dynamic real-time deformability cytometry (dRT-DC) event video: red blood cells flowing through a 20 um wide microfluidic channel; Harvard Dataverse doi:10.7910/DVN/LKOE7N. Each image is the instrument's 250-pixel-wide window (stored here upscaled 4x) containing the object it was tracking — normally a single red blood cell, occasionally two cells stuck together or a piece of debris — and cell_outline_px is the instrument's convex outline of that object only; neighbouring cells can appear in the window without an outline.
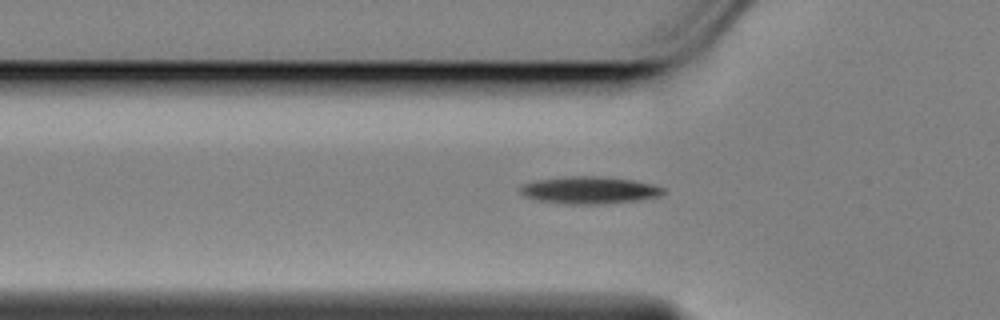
{"species": "Egyptian fruit bat (a non-hibernating species)", "species_latin": "Rousettus aegyptiacus", "temperature_condition": "cold", "stored_images_in_passage": 42, "camera_frame_rate_fps": 3000, "um_per_image_px": 0.085, "animal": {"sex": "female"}, "frame": {"image": 1, "passage_image": 10, "time_ms": 3.0, "image_size_px": [1000, 320], "cell_outline_px": [[664, 192], [660, 196], [636, 200], [600, 204], [568, 204], [536, 200], [524, 196], [520, 192], [520, 188], [524, 184], [536, 180], [568, 176], [596, 176], [632, 180], [652, 184], [664, 188]], "centroid_in_image_um": [50.07, 16.16], "position_along_channel_um": 75.7, "area_um2": 22.48}}
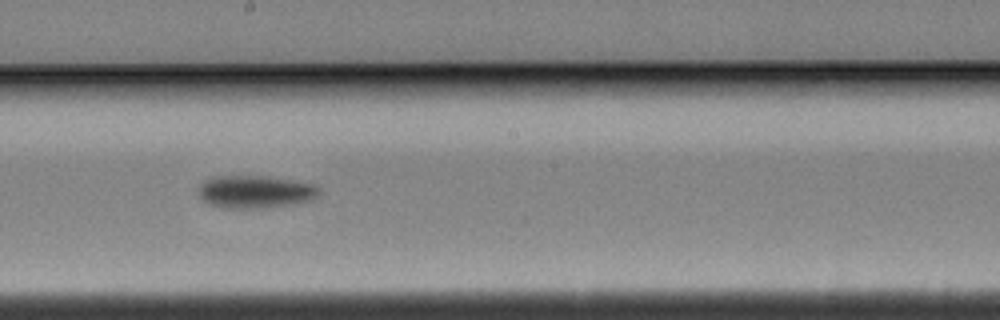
{"frame": {"image": 2, "passage_image": 23, "time_ms": 7.333, "image_size_px": [1000, 320], "cell_outline_px": [[320, 192], [312, 200], [292, 204], [260, 208], [224, 208], [208, 204], [200, 196], [200, 184], [204, 180], [216, 176], [268, 176], [292, 180], [312, 184], [320, 188]], "centroid_in_image_um": [21.7, 16.3], "position_along_channel_um": 226.5, "area_um2": 22.89}}
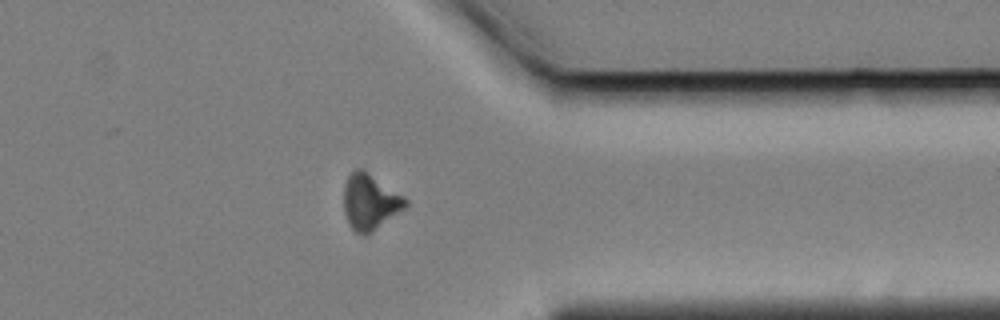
{"frame": {"image": 3, "passage_image": 37, "time_ms": 12.0, "image_size_px": [1000, 320], "cell_outline_px": [[408, 204], [404, 208], [372, 232], [364, 236], [356, 232], [348, 224], [344, 212], [344, 184], [348, 176], [356, 168], [364, 168], [404, 196], [408, 200]], "centroid_in_image_um": [31.44, 17.14], "position_along_channel_um": 380.0, "area_um2": 20.17}, "authors_computed_cell_mechanics": {"area_um2": 21.7328, "velocity_mm_per_s": 3.4576, "shape_relaxation_time_tau1_ms": 2.4848, "shape_relaxation_time_tau2_ms": null, "deformation_change_tau1": 0.1066, "deformation_change_tau2": null}}